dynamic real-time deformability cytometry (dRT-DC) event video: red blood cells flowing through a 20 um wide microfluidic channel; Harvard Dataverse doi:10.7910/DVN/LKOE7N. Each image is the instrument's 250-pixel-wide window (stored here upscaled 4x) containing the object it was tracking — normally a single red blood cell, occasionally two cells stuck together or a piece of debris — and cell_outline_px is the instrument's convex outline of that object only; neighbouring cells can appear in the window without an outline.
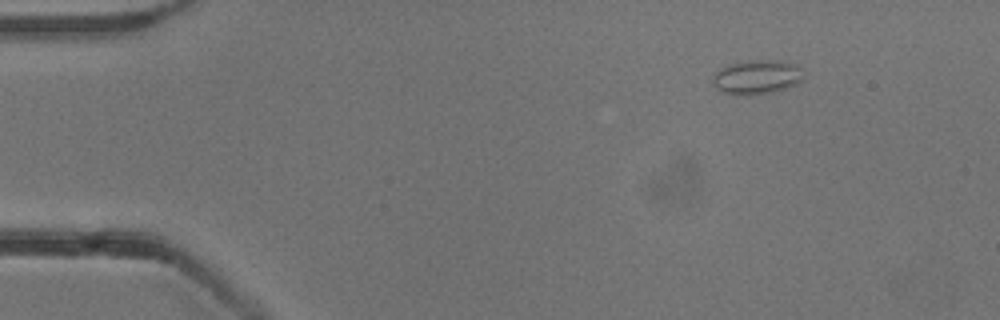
{"species": "common noctule bat (a hibernating species)", "species_latin": "Nyctalus noctula", "temperature_condition": "cold", "stored_images_in_passage": 48, "camera_frame_rate_fps": 3000, "um_per_image_px": 0.085, "animal": {"sex": "male", "body_mass_g": 13.3}, "frame": {"image": 1, "passage_image": 1, "time_ms": 0.0, "image_size_px": [1000, 320], "cell_outline_px": [[800, 80], [796, 84], [784, 88], [768, 92], [724, 92], [716, 88], [712, 80], [716, 72], [720, 68], [728, 64], [752, 60], [776, 60], [796, 64]], "centroid_in_image_um": [64.28, 6.49], "position_along_channel_um": 20.7, "area_um2": 16.88}}
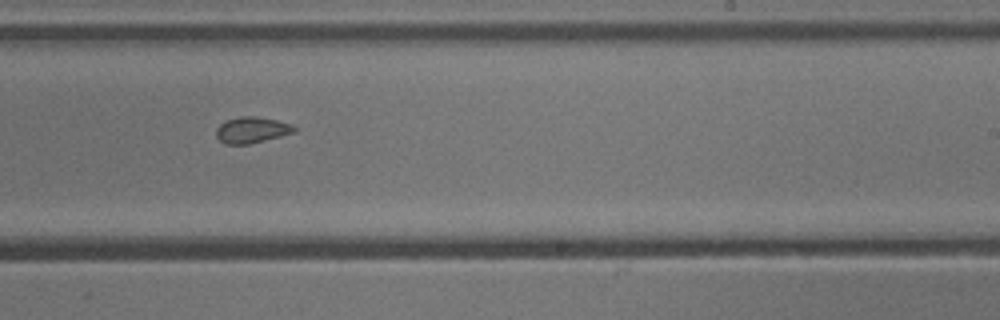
{"frame": {"image": 2, "passage_image": 27, "time_ms": 8.667, "image_size_px": [1000, 320], "cell_outline_px": [[296, 132], [248, 144], [224, 144], [216, 136], [216, 128], [220, 124], [228, 120], [240, 116], [256, 116], [276, 120], [292, 124], [296, 128]], "centroid_in_image_um": [21.4, 11.04], "position_along_channel_um": 267.6, "area_um2": 11.79}}
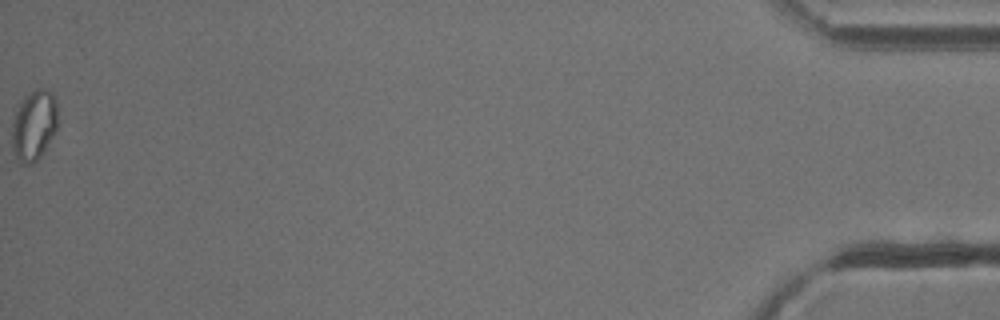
{"frame": {"image": 3, "passage_image": 48, "time_ms": 15.667, "image_size_px": [1000, 320], "cell_outline_px": [[56, 132], [44, 152], [32, 164], [20, 164], [16, 160], [12, 148], [12, 120], [20, 100], [24, 96], [36, 88], [48, 88], [52, 92], [56, 100]], "centroid_in_image_um": [2.87, 10.65], "position_along_channel_um": 432.3, "area_um2": 19.19}, "authors_computed_cell_mechanics": {"area_um2": 12.5715, "velocity_mm_per_s": 3.8458, "shape_relaxation_time_tau1_ms": null, "shape_relaxation_time_tau2_ms": 2.306, "deformation_change_tau1": null, "deformation_change_tau2": 0.0602}}